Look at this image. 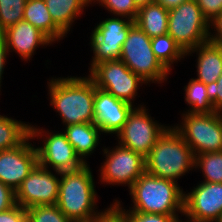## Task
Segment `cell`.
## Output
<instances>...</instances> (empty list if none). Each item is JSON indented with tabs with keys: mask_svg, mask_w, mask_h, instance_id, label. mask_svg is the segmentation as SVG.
Listing matches in <instances>:
<instances>
[{
	"mask_svg": "<svg viewBox=\"0 0 222 222\" xmlns=\"http://www.w3.org/2000/svg\"><path fill=\"white\" fill-rule=\"evenodd\" d=\"M56 205L73 222H88L100 213L98 195L90 164L75 171L60 172ZM98 207V208H97Z\"/></svg>",
	"mask_w": 222,
	"mask_h": 222,
	"instance_id": "3957f363",
	"label": "cell"
},
{
	"mask_svg": "<svg viewBox=\"0 0 222 222\" xmlns=\"http://www.w3.org/2000/svg\"><path fill=\"white\" fill-rule=\"evenodd\" d=\"M16 205L15 191L0 182V212L9 210Z\"/></svg>",
	"mask_w": 222,
	"mask_h": 222,
	"instance_id": "836d02e7",
	"label": "cell"
},
{
	"mask_svg": "<svg viewBox=\"0 0 222 222\" xmlns=\"http://www.w3.org/2000/svg\"><path fill=\"white\" fill-rule=\"evenodd\" d=\"M2 34L5 37L8 53L16 52L23 61H30L35 55L37 48L48 45L53 46V42L38 28L24 20L7 28Z\"/></svg>",
	"mask_w": 222,
	"mask_h": 222,
	"instance_id": "e0dca14e",
	"label": "cell"
},
{
	"mask_svg": "<svg viewBox=\"0 0 222 222\" xmlns=\"http://www.w3.org/2000/svg\"><path fill=\"white\" fill-rule=\"evenodd\" d=\"M119 59L148 85L166 83L171 74L156 58L151 38L137 24L130 28Z\"/></svg>",
	"mask_w": 222,
	"mask_h": 222,
	"instance_id": "5b68a950",
	"label": "cell"
},
{
	"mask_svg": "<svg viewBox=\"0 0 222 222\" xmlns=\"http://www.w3.org/2000/svg\"><path fill=\"white\" fill-rule=\"evenodd\" d=\"M131 206L124 209L122 201L113 203L121 212H140L148 214L179 215L184 212V192L178 183L152 176L144 172L129 188Z\"/></svg>",
	"mask_w": 222,
	"mask_h": 222,
	"instance_id": "7a4b0ae2",
	"label": "cell"
},
{
	"mask_svg": "<svg viewBox=\"0 0 222 222\" xmlns=\"http://www.w3.org/2000/svg\"><path fill=\"white\" fill-rule=\"evenodd\" d=\"M173 128L191 148L193 155L222 151V113L183 112Z\"/></svg>",
	"mask_w": 222,
	"mask_h": 222,
	"instance_id": "8992f818",
	"label": "cell"
},
{
	"mask_svg": "<svg viewBox=\"0 0 222 222\" xmlns=\"http://www.w3.org/2000/svg\"><path fill=\"white\" fill-rule=\"evenodd\" d=\"M196 2L209 23L222 14V0H196Z\"/></svg>",
	"mask_w": 222,
	"mask_h": 222,
	"instance_id": "4dcf8cb0",
	"label": "cell"
},
{
	"mask_svg": "<svg viewBox=\"0 0 222 222\" xmlns=\"http://www.w3.org/2000/svg\"><path fill=\"white\" fill-rule=\"evenodd\" d=\"M0 222H26V209L16 204L9 210L0 212Z\"/></svg>",
	"mask_w": 222,
	"mask_h": 222,
	"instance_id": "e575fe53",
	"label": "cell"
},
{
	"mask_svg": "<svg viewBox=\"0 0 222 222\" xmlns=\"http://www.w3.org/2000/svg\"><path fill=\"white\" fill-rule=\"evenodd\" d=\"M30 136L32 140H43V142H40L42 146H36V150L38 164L46 169L58 172L75 171L85 165L75 153L63 131H48V129L31 124Z\"/></svg>",
	"mask_w": 222,
	"mask_h": 222,
	"instance_id": "9c48e42d",
	"label": "cell"
},
{
	"mask_svg": "<svg viewBox=\"0 0 222 222\" xmlns=\"http://www.w3.org/2000/svg\"><path fill=\"white\" fill-rule=\"evenodd\" d=\"M184 101L189 109L183 112L188 113H213L216 112L213 103L209 100L206 92V84L190 78L184 86Z\"/></svg>",
	"mask_w": 222,
	"mask_h": 222,
	"instance_id": "d4e9b609",
	"label": "cell"
},
{
	"mask_svg": "<svg viewBox=\"0 0 222 222\" xmlns=\"http://www.w3.org/2000/svg\"><path fill=\"white\" fill-rule=\"evenodd\" d=\"M92 4L104 7L110 15L130 18L133 21L138 14V8L133 0H92Z\"/></svg>",
	"mask_w": 222,
	"mask_h": 222,
	"instance_id": "f1b7e54d",
	"label": "cell"
},
{
	"mask_svg": "<svg viewBox=\"0 0 222 222\" xmlns=\"http://www.w3.org/2000/svg\"><path fill=\"white\" fill-rule=\"evenodd\" d=\"M104 160L98 170L101 184L128 186V189L145 172V158L119 143L114 147H102ZM106 183V184H105Z\"/></svg>",
	"mask_w": 222,
	"mask_h": 222,
	"instance_id": "30bf717a",
	"label": "cell"
},
{
	"mask_svg": "<svg viewBox=\"0 0 222 222\" xmlns=\"http://www.w3.org/2000/svg\"><path fill=\"white\" fill-rule=\"evenodd\" d=\"M88 76L94 82L96 88L112 94L119 100L125 101L135 107H142L141 103L136 106L134 101L138 90L147 83L138 75L134 74L120 59L107 60L95 64ZM140 86V87H139Z\"/></svg>",
	"mask_w": 222,
	"mask_h": 222,
	"instance_id": "ba28073f",
	"label": "cell"
},
{
	"mask_svg": "<svg viewBox=\"0 0 222 222\" xmlns=\"http://www.w3.org/2000/svg\"><path fill=\"white\" fill-rule=\"evenodd\" d=\"M23 20L42 31L53 43L67 36L54 23L44 0H26Z\"/></svg>",
	"mask_w": 222,
	"mask_h": 222,
	"instance_id": "ffe728a7",
	"label": "cell"
},
{
	"mask_svg": "<svg viewBox=\"0 0 222 222\" xmlns=\"http://www.w3.org/2000/svg\"><path fill=\"white\" fill-rule=\"evenodd\" d=\"M194 53L197 57L195 61L197 78L194 79L206 85L216 82L222 74V45L208 40L188 51L186 58Z\"/></svg>",
	"mask_w": 222,
	"mask_h": 222,
	"instance_id": "ac0fdd59",
	"label": "cell"
},
{
	"mask_svg": "<svg viewBox=\"0 0 222 222\" xmlns=\"http://www.w3.org/2000/svg\"><path fill=\"white\" fill-rule=\"evenodd\" d=\"M125 222H183L179 215L122 212Z\"/></svg>",
	"mask_w": 222,
	"mask_h": 222,
	"instance_id": "f546056e",
	"label": "cell"
},
{
	"mask_svg": "<svg viewBox=\"0 0 222 222\" xmlns=\"http://www.w3.org/2000/svg\"><path fill=\"white\" fill-rule=\"evenodd\" d=\"M30 125L0 114V151L21 145L30 136Z\"/></svg>",
	"mask_w": 222,
	"mask_h": 222,
	"instance_id": "603a6c76",
	"label": "cell"
},
{
	"mask_svg": "<svg viewBox=\"0 0 222 222\" xmlns=\"http://www.w3.org/2000/svg\"><path fill=\"white\" fill-rule=\"evenodd\" d=\"M151 46L156 58L170 73L174 64L186 57V53L169 34L151 38Z\"/></svg>",
	"mask_w": 222,
	"mask_h": 222,
	"instance_id": "cb8c5ba5",
	"label": "cell"
},
{
	"mask_svg": "<svg viewBox=\"0 0 222 222\" xmlns=\"http://www.w3.org/2000/svg\"><path fill=\"white\" fill-rule=\"evenodd\" d=\"M88 222H125L123 213L112 202L106 209L103 208L98 215L92 217Z\"/></svg>",
	"mask_w": 222,
	"mask_h": 222,
	"instance_id": "1f68e13d",
	"label": "cell"
},
{
	"mask_svg": "<svg viewBox=\"0 0 222 222\" xmlns=\"http://www.w3.org/2000/svg\"><path fill=\"white\" fill-rule=\"evenodd\" d=\"M29 136L21 145L0 151V182L14 191L38 164L36 143Z\"/></svg>",
	"mask_w": 222,
	"mask_h": 222,
	"instance_id": "9a60e30c",
	"label": "cell"
},
{
	"mask_svg": "<svg viewBox=\"0 0 222 222\" xmlns=\"http://www.w3.org/2000/svg\"><path fill=\"white\" fill-rule=\"evenodd\" d=\"M206 92L214 110L222 113V74L216 82L206 85Z\"/></svg>",
	"mask_w": 222,
	"mask_h": 222,
	"instance_id": "d6a6232c",
	"label": "cell"
},
{
	"mask_svg": "<svg viewBox=\"0 0 222 222\" xmlns=\"http://www.w3.org/2000/svg\"><path fill=\"white\" fill-rule=\"evenodd\" d=\"M168 34L185 53L209 40L210 23L196 0H188L169 10Z\"/></svg>",
	"mask_w": 222,
	"mask_h": 222,
	"instance_id": "52a82bcc",
	"label": "cell"
},
{
	"mask_svg": "<svg viewBox=\"0 0 222 222\" xmlns=\"http://www.w3.org/2000/svg\"><path fill=\"white\" fill-rule=\"evenodd\" d=\"M194 163L191 148L171 125L145 157V172L178 183V179L194 170Z\"/></svg>",
	"mask_w": 222,
	"mask_h": 222,
	"instance_id": "277c9868",
	"label": "cell"
},
{
	"mask_svg": "<svg viewBox=\"0 0 222 222\" xmlns=\"http://www.w3.org/2000/svg\"><path fill=\"white\" fill-rule=\"evenodd\" d=\"M135 106L119 100L112 94L96 88L94 97V123L104 135H115L124 126Z\"/></svg>",
	"mask_w": 222,
	"mask_h": 222,
	"instance_id": "2e32d148",
	"label": "cell"
},
{
	"mask_svg": "<svg viewBox=\"0 0 222 222\" xmlns=\"http://www.w3.org/2000/svg\"><path fill=\"white\" fill-rule=\"evenodd\" d=\"M146 108V105L135 107L115 137L120 145L141 154L144 158L170 126L152 118Z\"/></svg>",
	"mask_w": 222,
	"mask_h": 222,
	"instance_id": "8fae6325",
	"label": "cell"
},
{
	"mask_svg": "<svg viewBox=\"0 0 222 222\" xmlns=\"http://www.w3.org/2000/svg\"><path fill=\"white\" fill-rule=\"evenodd\" d=\"M55 173V174H54ZM60 172L37 164L15 191L16 204L25 209L32 206L56 205Z\"/></svg>",
	"mask_w": 222,
	"mask_h": 222,
	"instance_id": "4fadbf2b",
	"label": "cell"
},
{
	"mask_svg": "<svg viewBox=\"0 0 222 222\" xmlns=\"http://www.w3.org/2000/svg\"><path fill=\"white\" fill-rule=\"evenodd\" d=\"M212 27V28H211ZM213 31V32H212ZM209 40L222 45V14L210 23Z\"/></svg>",
	"mask_w": 222,
	"mask_h": 222,
	"instance_id": "d590c367",
	"label": "cell"
},
{
	"mask_svg": "<svg viewBox=\"0 0 222 222\" xmlns=\"http://www.w3.org/2000/svg\"><path fill=\"white\" fill-rule=\"evenodd\" d=\"M194 171H202V182L222 183V151L195 156Z\"/></svg>",
	"mask_w": 222,
	"mask_h": 222,
	"instance_id": "484cf974",
	"label": "cell"
},
{
	"mask_svg": "<svg viewBox=\"0 0 222 222\" xmlns=\"http://www.w3.org/2000/svg\"><path fill=\"white\" fill-rule=\"evenodd\" d=\"M187 192H184L183 222H216L222 213V183L200 181Z\"/></svg>",
	"mask_w": 222,
	"mask_h": 222,
	"instance_id": "5bb4252c",
	"label": "cell"
},
{
	"mask_svg": "<svg viewBox=\"0 0 222 222\" xmlns=\"http://www.w3.org/2000/svg\"><path fill=\"white\" fill-rule=\"evenodd\" d=\"M216 222H222V213L220 214L219 218L217 219Z\"/></svg>",
	"mask_w": 222,
	"mask_h": 222,
	"instance_id": "ab89813d",
	"label": "cell"
},
{
	"mask_svg": "<svg viewBox=\"0 0 222 222\" xmlns=\"http://www.w3.org/2000/svg\"><path fill=\"white\" fill-rule=\"evenodd\" d=\"M26 0H0V33L23 20Z\"/></svg>",
	"mask_w": 222,
	"mask_h": 222,
	"instance_id": "4316f807",
	"label": "cell"
},
{
	"mask_svg": "<svg viewBox=\"0 0 222 222\" xmlns=\"http://www.w3.org/2000/svg\"><path fill=\"white\" fill-rule=\"evenodd\" d=\"M134 24L135 21L130 18L118 16L104 18L97 23L90 33L89 43L93 56L88 70L99 62L119 59L122 45Z\"/></svg>",
	"mask_w": 222,
	"mask_h": 222,
	"instance_id": "7c38bea8",
	"label": "cell"
},
{
	"mask_svg": "<svg viewBox=\"0 0 222 222\" xmlns=\"http://www.w3.org/2000/svg\"><path fill=\"white\" fill-rule=\"evenodd\" d=\"M7 57H9L8 53V47L6 45V40L5 37L2 33H0V92H1V87H2V79H3V73H4V68L6 65Z\"/></svg>",
	"mask_w": 222,
	"mask_h": 222,
	"instance_id": "8d00e7d4",
	"label": "cell"
},
{
	"mask_svg": "<svg viewBox=\"0 0 222 222\" xmlns=\"http://www.w3.org/2000/svg\"><path fill=\"white\" fill-rule=\"evenodd\" d=\"M26 222H73L57 205L32 206L26 209Z\"/></svg>",
	"mask_w": 222,
	"mask_h": 222,
	"instance_id": "83f0119b",
	"label": "cell"
},
{
	"mask_svg": "<svg viewBox=\"0 0 222 222\" xmlns=\"http://www.w3.org/2000/svg\"><path fill=\"white\" fill-rule=\"evenodd\" d=\"M75 153L86 164L88 157L93 155L96 147L100 145L101 130L95 123L71 124L62 130ZM87 159V160H86Z\"/></svg>",
	"mask_w": 222,
	"mask_h": 222,
	"instance_id": "d6986e66",
	"label": "cell"
},
{
	"mask_svg": "<svg viewBox=\"0 0 222 222\" xmlns=\"http://www.w3.org/2000/svg\"><path fill=\"white\" fill-rule=\"evenodd\" d=\"M169 10L157 2L150 3L138 9L135 20L150 38L168 34Z\"/></svg>",
	"mask_w": 222,
	"mask_h": 222,
	"instance_id": "7402d4cb",
	"label": "cell"
},
{
	"mask_svg": "<svg viewBox=\"0 0 222 222\" xmlns=\"http://www.w3.org/2000/svg\"><path fill=\"white\" fill-rule=\"evenodd\" d=\"M188 0H155V2L161 4L167 10H171L179 6L180 4L187 2Z\"/></svg>",
	"mask_w": 222,
	"mask_h": 222,
	"instance_id": "74e56055",
	"label": "cell"
},
{
	"mask_svg": "<svg viewBox=\"0 0 222 222\" xmlns=\"http://www.w3.org/2000/svg\"><path fill=\"white\" fill-rule=\"evenodd\" d=\"M54 23L67 35L92 0H44Z\"/></svg>",
	"mask_w": 222,
	"mask_h": 222,
	"instance_id": "44dd1931",
	"label": "cell"
},
{
	"mask_svg": "<svg viewBox=\"0 0 222 222\" xmlns=\"http://www.w3.org/2000/svg\"><path fill=\"white\" fill-rule=\"evenodd\" d=\"M47 82L48 100L61 123H94V97L96 86L85 76L51 77Z\"/></svg>",
	"mask_w": 222,
	"mask_h": 222,
	"instance_id": "6da1fadb",
	"label": "cell"
},
{
	"mask_svg": "<svg viewBox=\"0 0 222 222\" xmlns=\"http://www.w3.org/2000/svg\"><path fill=\"white\" fill-rule=\"evenodd\" d=\"M133 2L135 3L136 7L139 9L143 6L155 2V0H133Z\"/></svg>",
	"mask_w": 222,
	"mask_h": 222,
	"instance_id": "f35d334b",
	"label": "cell"
}]
</instances>
